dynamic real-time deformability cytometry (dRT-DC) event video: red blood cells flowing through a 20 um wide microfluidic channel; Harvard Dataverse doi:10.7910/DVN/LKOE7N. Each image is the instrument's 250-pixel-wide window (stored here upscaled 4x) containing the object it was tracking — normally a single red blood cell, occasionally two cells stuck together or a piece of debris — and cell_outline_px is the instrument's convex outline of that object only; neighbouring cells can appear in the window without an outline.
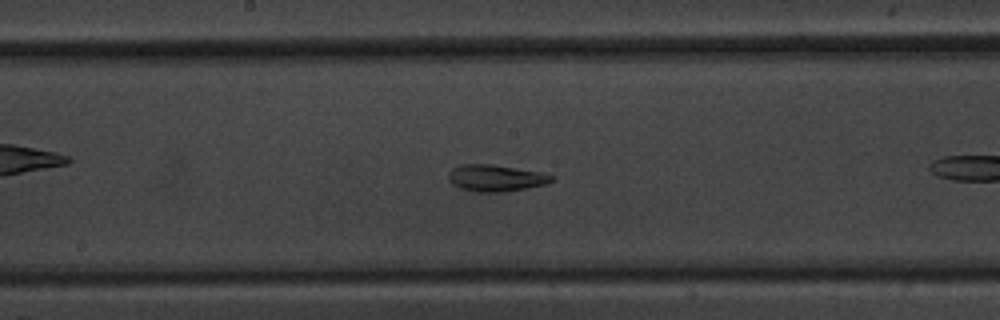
{"species": "common noctule bat (a hibernating species)", "species_latin": "Nyctalus noctula", "temperature_condition": "warm", "stored_images_in_passage": 36, "segment_of_instrument_passage": [1, 2], "camera_frame_rate_fps": 3000, "um_per_image_px": 0.085, "animal": {"sex": "male", "body_mass_g": 20.1, "forearm_length_mm": 53.5}, "frame": {"image": 1, "passage_image": 11, "time_ms": 3.333, "image_size_px": [1000, 320], "cell_outline_px": [[552, 180], [548, 184], [504, 192], [476, 192], [460, 188], [452, 184], [448, 180], [448, 172], [452, 168], [464, 164], [492, 164], [544, 172], [552, 176]], "centroid_in_image_um": [42.13, 15.13], "position_along_channel_um": 206.1, "area_um2": 16.18}}
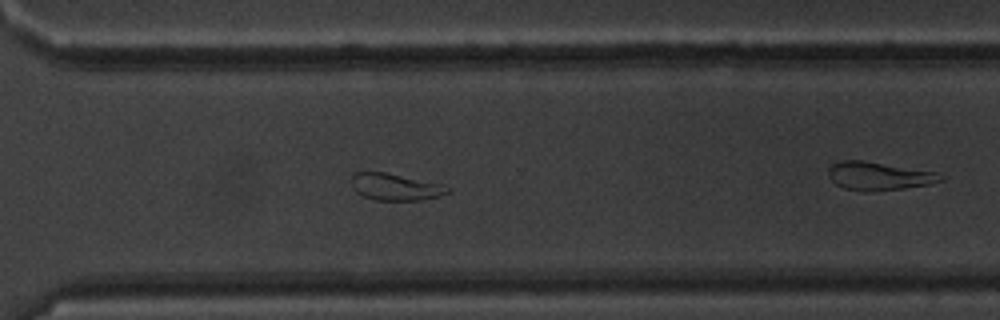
{"frame": {"image": 2, "passage_image": 21, "time_ms": 6.667, "image_size_px": [1000, 320], "cell_outline_px": [[452, 192], [440, 196], [420, 200], [376, 200], [364, 196], [356, 192], [352, 188], [352, 176], [356, 172], [384, 172], [444, 184], [452, 188]], "centroid_in_image_um": [33.67, 15.89], "position_along_channel_um": 336.9, "area_um2": 15.14}}